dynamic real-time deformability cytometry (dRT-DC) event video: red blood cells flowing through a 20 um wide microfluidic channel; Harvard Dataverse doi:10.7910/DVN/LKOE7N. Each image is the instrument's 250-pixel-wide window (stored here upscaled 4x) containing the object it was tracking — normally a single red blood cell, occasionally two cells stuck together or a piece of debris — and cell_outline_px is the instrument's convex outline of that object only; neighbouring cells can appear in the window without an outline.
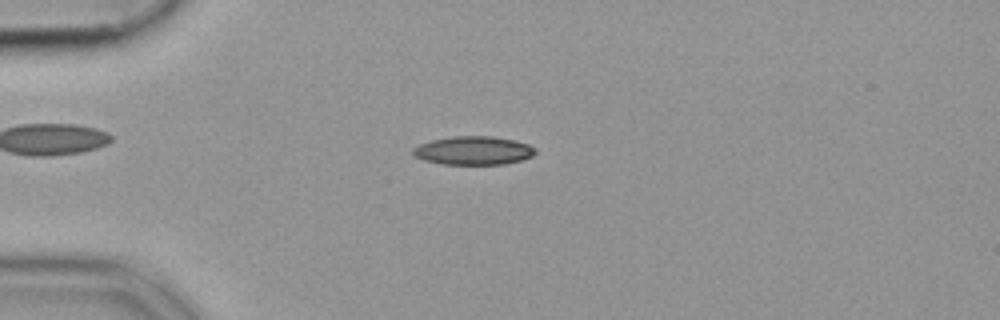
{"species": "common noctule bat (a hibernating species)", "species_latin": "Nyctalus noctula", "temperature_condition": "cold", "stored_images_in_passage": 52, "camera_frame_rate_fps": 3000, "um_per_image_px": 0.085, "animal": {"sex": "female", "body_mass_g": 19.9}, "frame": {"image": 1, "passage_image": 13, "time_ms": 4.0, "image_size_px": [1000, 320], "cell_outline_px": [[536, 152], [532, 156], [520, 160], [504, 164], [440, 164], [424, 160], [416, 156], [412, 152], [412, 148], [420, 144], [432, 140], [452, 136], [492, 136], [512, 140], [528, 144], [536, 148]], "centroid_in_image_um": [40.23, 12.79], "position_along_channel_um": 44.8, "area_um2": 20.23}}
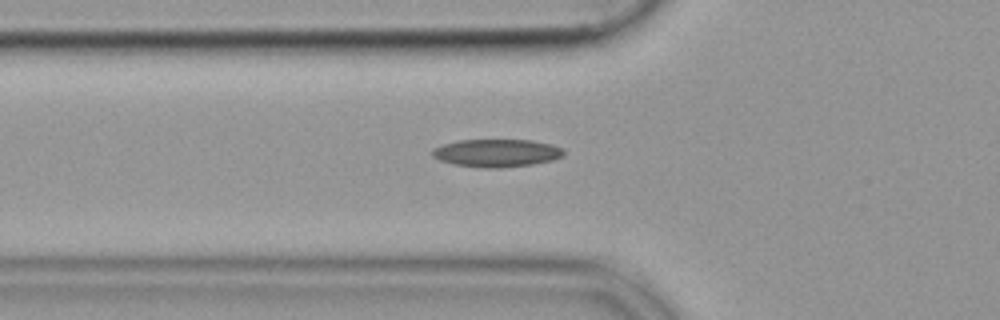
{"frame": {"image": 2, "passage_image": 18, "time_ms": 5.667, "image_size_px": [1000, 320], "cell_outline_px": [[564, 156], [552, 160], [532, 164], [500, 168], [480, 168], [452, 164], [440, 160], [432, 156], [432, 148], [444, 144], [460, 140], [532, 140], [548, 144], [560, 148], [564, 152]], "centroid_in_image_um": [42.17, 13.01], "position_along_channel_um": 83.6, "area_um2": 21.21}}